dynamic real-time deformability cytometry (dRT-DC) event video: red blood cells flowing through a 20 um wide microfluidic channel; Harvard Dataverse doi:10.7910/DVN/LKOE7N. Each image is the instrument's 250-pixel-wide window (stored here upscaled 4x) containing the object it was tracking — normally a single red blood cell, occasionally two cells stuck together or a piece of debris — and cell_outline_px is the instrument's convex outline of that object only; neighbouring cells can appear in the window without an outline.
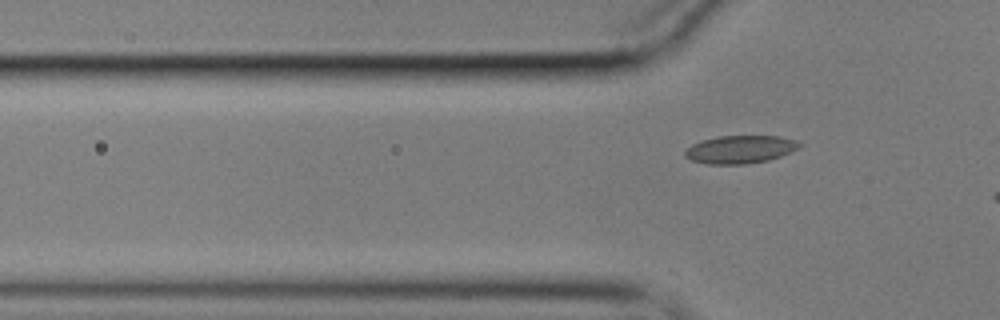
{"species": "common noctule bat (a hibernating species)", "species_latin": "Nyctalus noctula", "temperature_condition": "cold", "stored_images_in_passage": 18, "camera_frame_rate_fps": 3000, "um_per_image_px": 0.085, "animal": {"sex": "male", "body_mass_g": 17.9}, "frame": {"image": 1, "passage_image": 9, "time_ms": 2.667, "image_size_px": [1000, 320], "cell_outline_px": [[804, 144], [780, 156], [768, 160], [744, 164], [704, 164], [692, 160], [684, 156], [684, 152], [692, 144], [700, 140], [716, 136], [780, 136], [796, 140]], "centroid_in_image_um": [62.88, 12.69], "position_along_channel_um": 62.9, "area_um2": 18.61}}
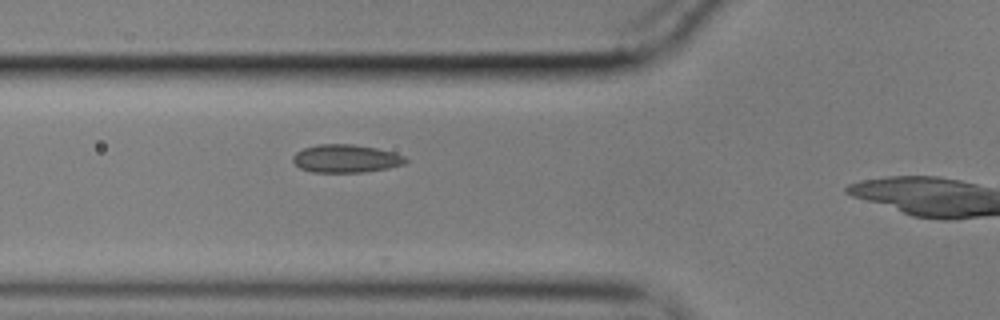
{"frame": {"image": 2, "passage_image": 12, "time_ms": 3.667, "image_size_px": [1000, 320], "cell_outline_px": [[408, 160], [404, 164], [388, 168], [364, 172], [312, 172], [300, 168], [292, 160], [292, 156], [296, 152], [304, 148], [316, 144], [352, 144], [376, 148], [392, 152], [404, 156]], "centroid_in_image_um": [29.38, 13.48], "position_along_channel_um": 96.4, "area_um2": 18.38}}
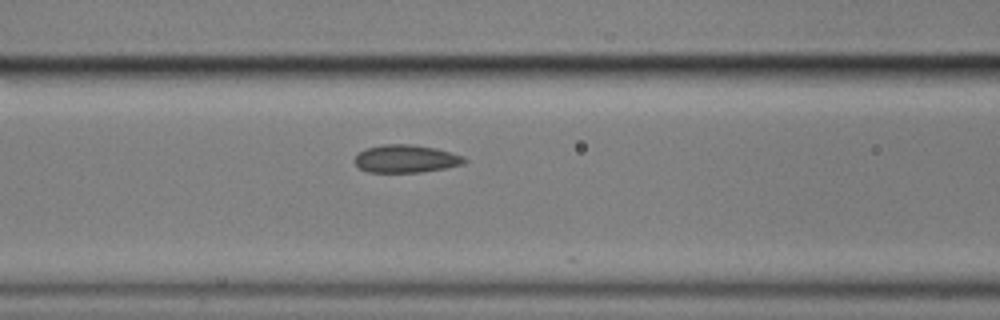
{"frame": {"image": 3, "passage_image": 15, "time_ms": 4.667, "image_size_px": [1000, 320], "cell_outline_px": [[468, 160], [464, 164], [444, 168], [420, 172], [368, 172], [360, 168], [352, 160], [364, 148], [384, 144], [412, 144], [436, 148], [452, 152], [464, 156]], "centroid_in_image_um": [34.51, 13.48], "position_along_channel_um": 132.1, "area_um2": 17.92}}